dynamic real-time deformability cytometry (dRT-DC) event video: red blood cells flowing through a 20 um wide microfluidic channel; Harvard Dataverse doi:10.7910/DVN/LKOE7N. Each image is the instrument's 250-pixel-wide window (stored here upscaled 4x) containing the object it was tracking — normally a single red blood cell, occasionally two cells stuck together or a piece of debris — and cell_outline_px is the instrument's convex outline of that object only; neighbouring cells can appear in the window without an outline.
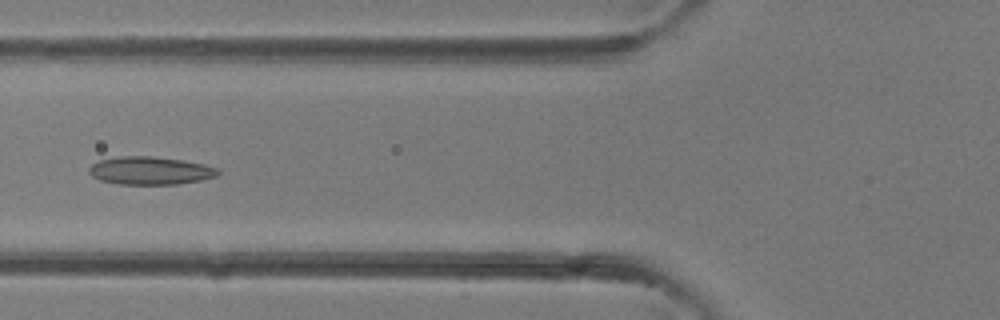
{"species": "common noctule bat (a hibernating species)", "species_latin": "Nyctalus noctula", "temperature_condition": "room temperature", "stored_images_in_passage": 31, "camera_frame_rate_fps": 3000, "um_per_image_px": 0.085, "animal": {"sex": "female"}, "frame": {"image": 1, "passage_image": 6, "time_ms": 1.667, "image_size_px": [1000, 320], "cell_outline_px": [[220, 172], [216, 176], [200, 180], [176, 184], [120, 184], [100, 180], [92, 176], [88, 172], [88, 168], [92, 164], [100, 160], [120, 156], [152, 156], [184, 160], [204, 164], [220, 168]], "centroid_in_image_um": [12.78, 14.49], "position_along_channel_um": 113.0, "area_um2": 21.04}}
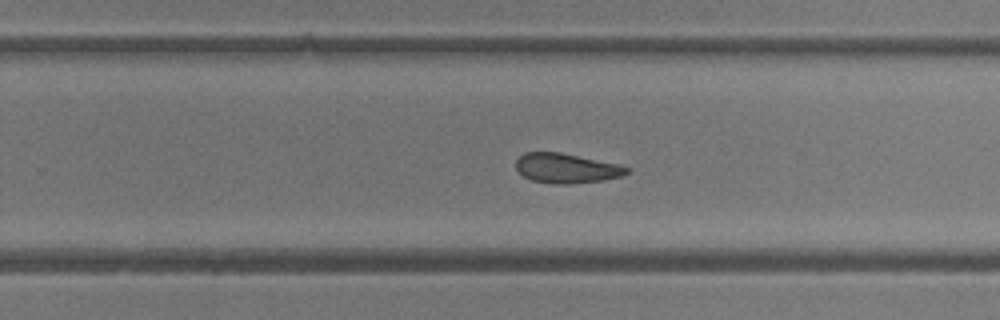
{"frame": {"image": 2, "passage_image": 16, "time_ms": 5.0, "image_size_px": [1000, 320], "cell_outline_px": [[632, 168], [628, 172], [620, 176], [604, 180], [572, 184], [552, 184], [532, 180], [524, 176], [516, 168], [516, 160], [524, 152], [560, 152], [616, 164]], "centroid_in_image_um": [48.13, 14.3], "position_along_channel_um": 281.7, "area_um2": 19.07}}
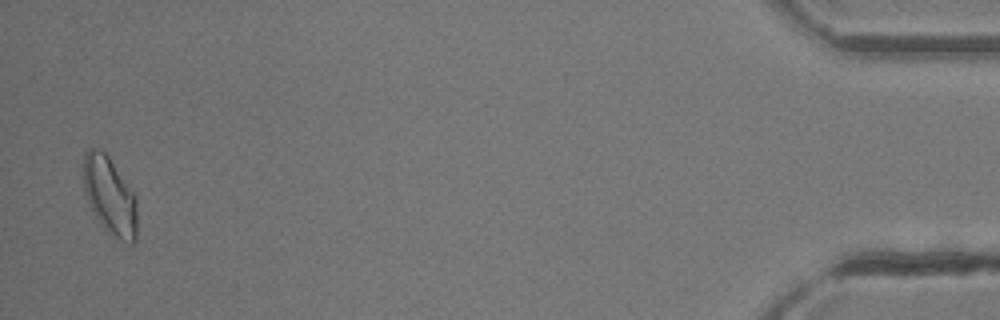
{"frame": {"image": 3, "passage_image": 30, "time_ms": 9.667, "image_size_px": [1000, 320], "cell_outline_px": [[136, 240], [132, 244], [120, 240], [104, 228], [92, 212], [84, 192], [84, 152], [88, 148], [100, 148], [108, 156], [136, 196]], "centroid_in_image_um": [9.32, 16.64], "position_along_channel_um": 425.9, "area_um2": 24.22}}